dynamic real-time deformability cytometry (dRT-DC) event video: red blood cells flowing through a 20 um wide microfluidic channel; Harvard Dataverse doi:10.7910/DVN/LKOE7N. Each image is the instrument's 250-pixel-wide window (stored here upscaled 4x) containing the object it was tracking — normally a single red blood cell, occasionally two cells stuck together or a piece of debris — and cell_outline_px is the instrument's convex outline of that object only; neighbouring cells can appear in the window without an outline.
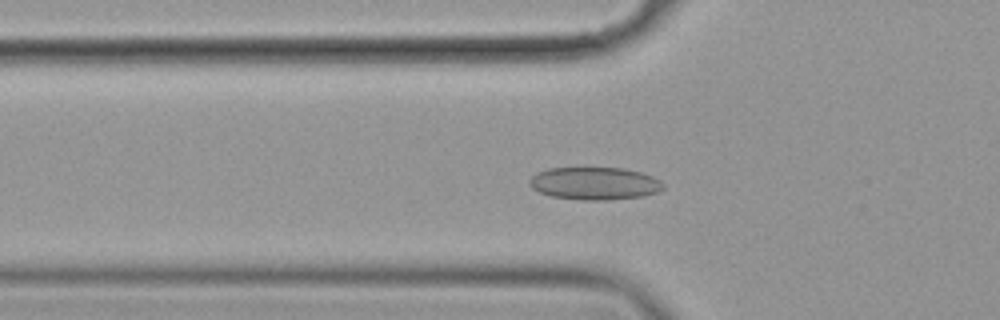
{"species": "common noctule bat (a hibernating species)", "species_latin": "Nyctalus noctula", "temperature_condition": "cold", "stored_images_in_passage": 50, "camera_frame_rate_fps": 3000, "um_per_image_px": 0.085, "animal": {"sex": "female", "body_mass_g": 19.9}, "frame": {"image": 1, "passage_image": 19, "time_ms": 6.0, "image_size_px": [1000, 320], "cell_outline_px": [[664, 188], [660, 192], [644, 196], [608, 200], [584, 200], [552, 196], [540, 192], [532, 188], [528, 184], [528, 180], [536, 172], [548, 168], [584, 164], [624, 168], [640, 172], [652, 176], [660, 180], [664, 184]], "centroid_in_image_um": [50.52, 15.53], "position_along_channel_um": 75.3, "area_um2": 26.7}}
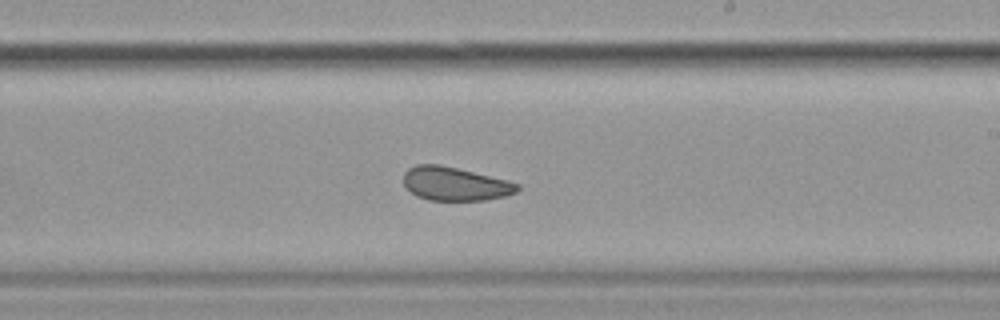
{"frame": {"image": 2, "passage_image": 34, "time_ms": 11.0, "image_size_px": [1000, 320], "cell_outline_px": [[520, 188], [516, 192], [504, 196], [484, 200], [428, 200], [416, 196], [404, 184], [404, 172], [408, 168], [416, 164], [440, 164], [508, 180], [520, 184]], "centroid_in_image_um": [38.67, 15.62], "position_along_channel_um": 250.3, "area_um2": 22.25}}
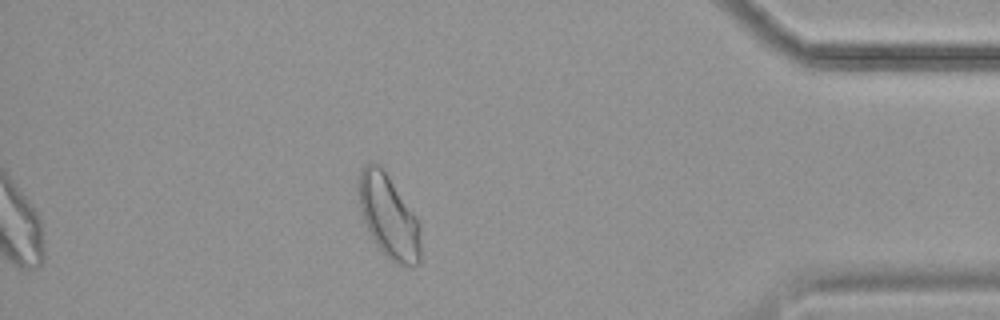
{"frame": {"image": 3, "passage_image": 50, "time_ms": 16.333, "image_size_px": [1000, 320], "cell_outline_px": [[420, 260], [416, 264], [396, 264], [376, 244], [368, 232], [360, 208], [356, 184], [360, 168], [368, 160], [380, 164], [384, 168], [420, 224]], "centroid_in_image_um": [32.98, 18.29], "position_along_channel_um": 402.2, "area_um2": 30.17}, "authors_computed_cell_mechanics": {"area_um2": 24.7673, "velocity_mm_per_s": 3.5019, "shape_relaxation_time_tau1_ms": 8.7124, "shape_relaxation_time_tau2_ms": 1.6944, "deformation_change_tau1": 0.1195, "deformation_change_tau2": 0.0763}}